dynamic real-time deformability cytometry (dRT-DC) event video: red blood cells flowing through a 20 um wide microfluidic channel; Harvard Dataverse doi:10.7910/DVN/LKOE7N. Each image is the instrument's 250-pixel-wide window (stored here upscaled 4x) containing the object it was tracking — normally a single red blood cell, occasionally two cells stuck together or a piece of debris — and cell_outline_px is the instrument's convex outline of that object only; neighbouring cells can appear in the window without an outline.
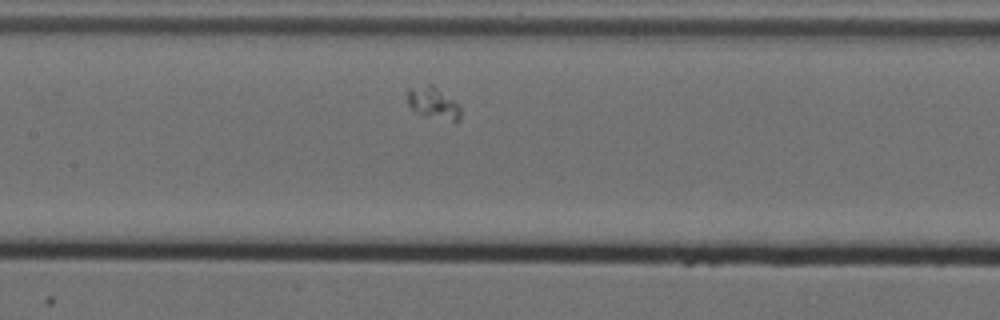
{"species": "Egyptian fruit bat (a non-hibernating species)", "species_latin": "Rousettus aegyptiacus", "temperature_condition": "cold", "stored_images_in_passage": 33, "camera_frame_rate_fps": 3000, "um_per_image_px": 0.085, "animal": {"sex": "female"}, "frame": {"image": 1, "passage_image": 10, "time_ms": 3.0, "image_size_px": [1000, 320], "cell_outline_px": [[460, 120], [456, 124], [420, 116], [408, 104], [408, 88], [428, 84], [432, 84], [460, 104]], "centroid_in_image_um": [36.87, 8.82], "position_along_channel_um": 170.5, "area_um2": 10.4}}
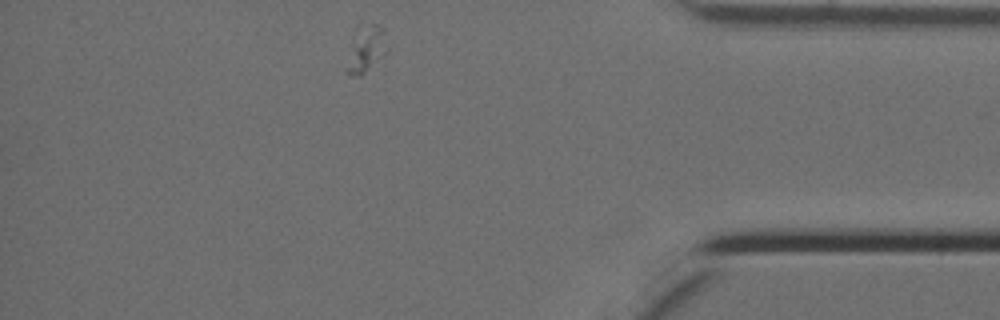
{"frame": {"image": 2, "passage_image": 33, "time_ms": 10.667, "image_size_px": [1000, 320], "cell_outline_px": [[388, 52], [360, 76], [352, 76], [344, 72], [344, 68], [352, 36], [356, 28], [372, 24], [376, 24], [384, 28], [388, 48]], "centroid_in_image_um": [31.08, 4.18], "position_along_channel_um": 404.1, "area_um2": 11.39}}